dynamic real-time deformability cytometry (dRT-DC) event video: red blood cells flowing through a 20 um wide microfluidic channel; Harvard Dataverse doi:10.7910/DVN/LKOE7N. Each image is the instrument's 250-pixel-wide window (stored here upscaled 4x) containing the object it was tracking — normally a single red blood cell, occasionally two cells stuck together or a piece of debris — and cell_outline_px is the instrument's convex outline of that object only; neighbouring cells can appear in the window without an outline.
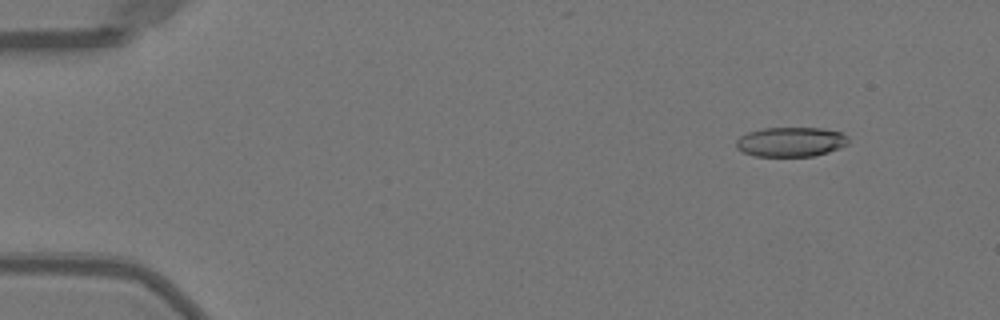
{"species": "Egyptian fruit bat (a non-hibernating species)", "species_latin": "Rousettus aegyptiacus", "temperature_condition": "warm", "stored_images_in_passage": 52, "camera_frame_rate_fps": 3000, "um_per_image_px": 0.085, "animal": {"sex": "female"}, "frame": {"image": 1, "passage_image": 6, "time_ms": 1.667, "image_size_px": [1000, 320], "cell_outline_px": [[848, 144], [840, 148], [816, 156], [756, 156], [744, 152], [736, 148], [736, 140], [740, 136], [748, 132], [760, 128], [820, 128], [840, 132], [848, 136]], "centroid_in_image_um": [67.22, 12.06], "position_along_channel_um": 17.8, "area_um2": 19.42}}
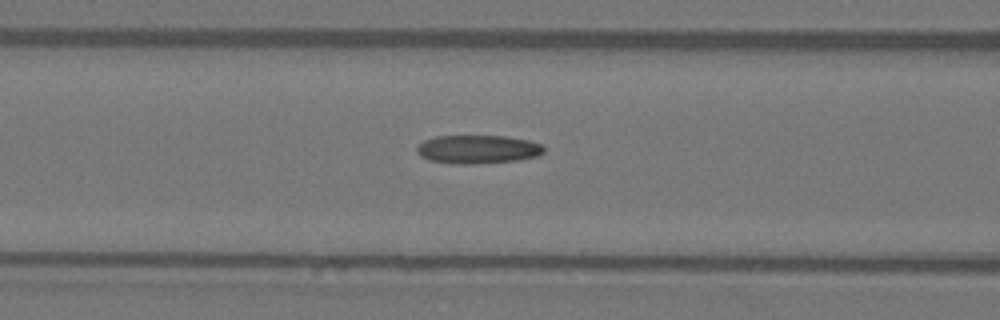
{"frame": {"image": 2, "passage_image": 22, "time_ms": 7.0, "image_size_px": [1000, 320], "cell_outline_px": [[544, 152], [536, 156], [516, 160], [472, 164], [460, 164], [428, 160], [420, 156], [416, 152], [416, 148], [424, 140], [436, 136], [504, 136], [528, 140], [544, 144]], "centroid_in_image_um": [40.6, 12.68], "position_along_channel_um": 126.0, "area_um2": 21.04}}
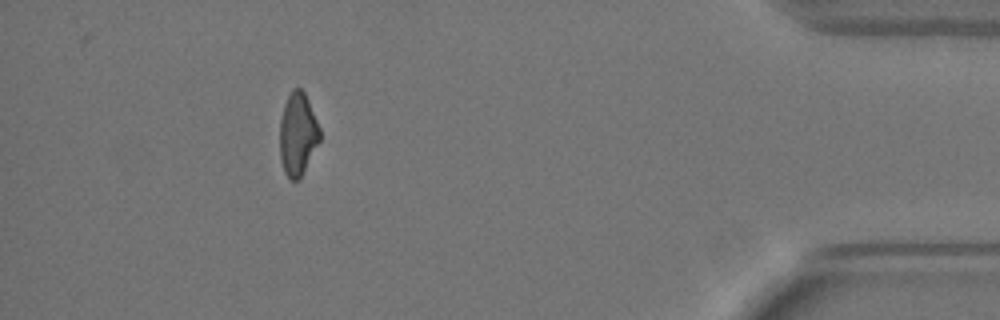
{"frame": {"image": 3, "passage_image": 47, "time_ms": 15.333, "image_size_px": [1000, 320], "cell_outline_px": [[320, 140], [300, 180], [292, 180], [284, 172], [280, 160], [280, 120], [284, 104], [292, 88], [300, 88], [304, 92], [308, 100], [320, 128]], "centroid_in_image_um": [25.3, 11.42], "position_along_channel_um": 409.9, "area_um2": 19.36}, "authors_computed_cell_mechanics": {"area_um2": 20.6057, "velocity_mm_per_s": 4.0376, "shape_relaxation_time_tau1_ms": null, "shape_relaxation_time_tau2_ms": 3.2065, "deformation_change_tau1": null, "deformation_change_tau2": 0.1127}}